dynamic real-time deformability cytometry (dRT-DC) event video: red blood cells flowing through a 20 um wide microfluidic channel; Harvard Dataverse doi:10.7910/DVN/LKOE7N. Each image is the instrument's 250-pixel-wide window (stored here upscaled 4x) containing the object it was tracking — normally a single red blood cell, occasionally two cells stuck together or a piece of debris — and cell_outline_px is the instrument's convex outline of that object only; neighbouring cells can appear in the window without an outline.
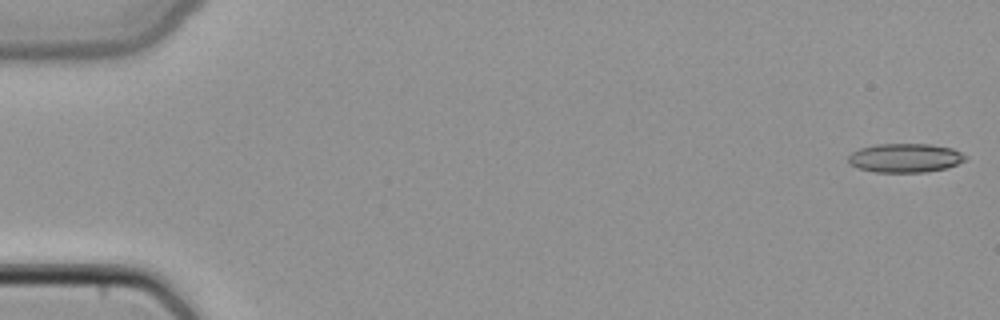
{"species": "common noctule bat (a hibernating species)", "species_latin": "Nyctalus noctula", "temperature_condition": "cold", "stored_images_in_passage": 49, "camera_frame_rate_fps": 3000, "um_per_image_px": 0.085, "animal": {"sex": "female", "body_mass_g": 22.7, "forearm_length_mm": 54.2}, "frame": {"image": 1, "passage_image": 1, "time_ms": 0.0, "image_size_px": [1000, 320], "cell_outline_px": [[968, 160], [948, 168], [924, 172], [876, 172], [856, 168], [848, 164], [848, 156], [852, 152], [860, 148], [876, 144], [932, 144], [952, 148], [968, 156]], "centroid_in_image_um": [76.95, 13.43], "position_along_channel_um": 8.0, "area_um2": 20.06}}
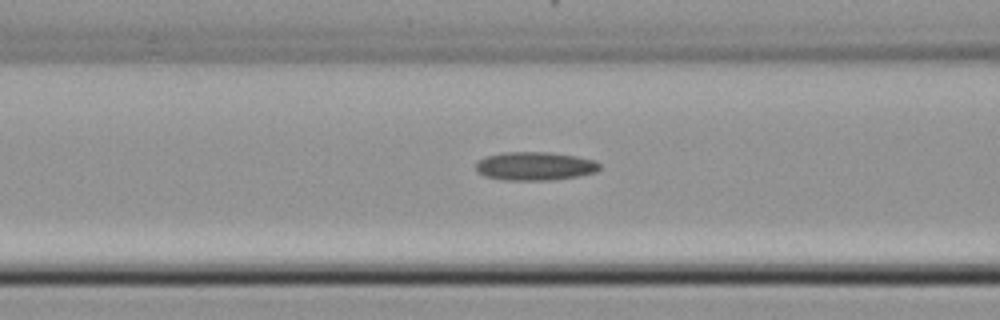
{"frame": {"image": 2, "passage_image": 20, "time_ms": 6.333, "image_size_px": [1000, 320], "cell_outline_px": [[600, 168], [596, 172], [580, 176], [552, 180], [504, 180], [484, 176], [476, 172], [476, 160], [484, 156], [500, 152], [548, 152], [576, 156], [596, 160], [600, 164]], "centroid_in_image_um": [45.44, 14.11], "position_along_channel_um": 121.2, "area_um2": 20.92}}
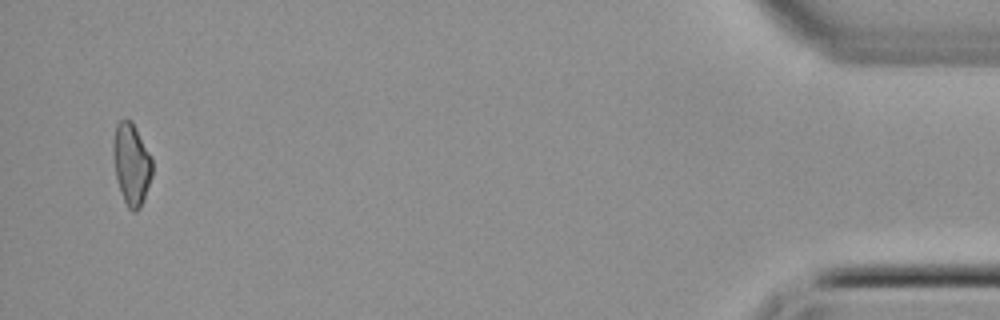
{"frame": {"image": 3, "passage_image": 47, "time_ms": 15.333, "image_size_px": [1000, 320], "cell_outline_px": [[152, 176], [140, 208], [136, 212], [132, 212], [128, 208], [120, 192], [116, 176], [112, 152], [112, 144], [116, 124], [124, 116], [132, 120], [152, 156]], "centroid_in_image_um": [11.17, 13.89], "position_along_channel_um": 424.0, "area_um2": 18.96}}